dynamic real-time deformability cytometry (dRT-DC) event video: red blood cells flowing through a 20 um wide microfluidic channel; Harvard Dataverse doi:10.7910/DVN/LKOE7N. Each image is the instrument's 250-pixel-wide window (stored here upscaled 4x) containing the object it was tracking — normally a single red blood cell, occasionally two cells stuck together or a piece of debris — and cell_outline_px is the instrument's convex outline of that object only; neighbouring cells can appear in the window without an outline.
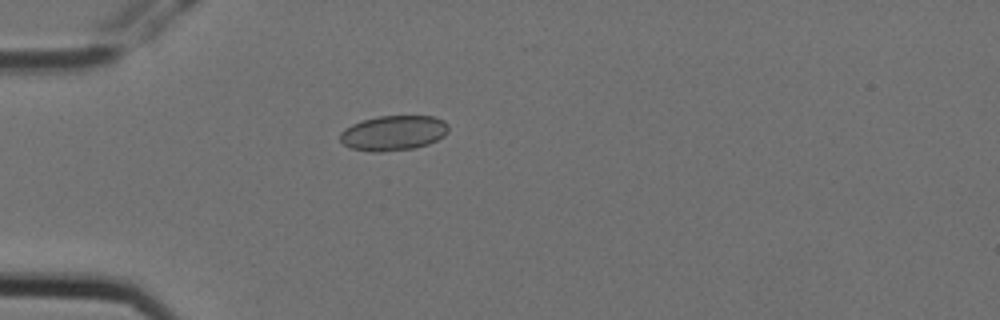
{"species": "Egyptian fruit bat (a non-hibernating species)", "species_latin": "Rousettus aegyptiacus", "temperature_condition": "cold", "stored_images_in_passage": 5, "camera_frame_rate_fps": 3000, "um_per_image_px": 0.085, "animal": {"sex": "female"}, "frame": {"image": 1, "passage_image": 4, "time_ms": 1.0, "image_size_px": [1000, 320], "cell_outline_px": [[448, 132], [444, 136], [428, 144], [416, 148], [380, 152], [372, 152], [352, 148], [344, 144], [340, 140], [340, 132], [344, 128], [352, 124], [364, 120], [380, 116], [432, 116], [444, 120], [448, 124]], "centroid_in_image_um": [33.45, 11.3], "position_along_channel_um": 51.5, "area_um2": 22.14}}